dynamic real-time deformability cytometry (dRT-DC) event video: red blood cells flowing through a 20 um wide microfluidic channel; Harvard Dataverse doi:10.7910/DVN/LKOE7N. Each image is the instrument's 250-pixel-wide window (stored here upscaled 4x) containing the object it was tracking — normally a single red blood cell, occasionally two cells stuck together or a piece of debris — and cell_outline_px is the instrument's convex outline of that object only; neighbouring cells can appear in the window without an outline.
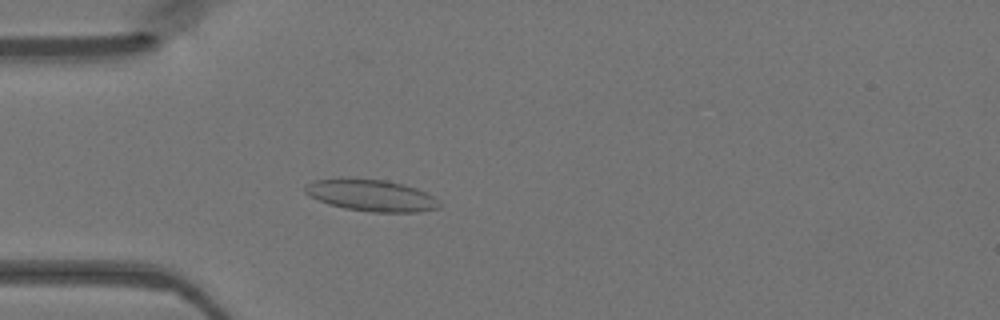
{"species": "Egyptian fruit bat (a non-hibernating species)", "species_latin": "Rousettus aegyptiacus", "temperature_condition": "warm", "stored_images_in_passage": 49, "camera_frame_rate_fps": 3000, "um_per_image_px": 0.085, "animal": {"sex": "female"}, "frame": {"image": 1, "passage_image": 14, "time_ms": 4.333, "image_size_px": [1000, 320], "cell_outline_px": [[440, 208], [420, 212], [372, 212], [344, 208], [328, 204], [304, 192], [304, 188], [312, 180], [384, 180], [404, 184], [416, 188], [440, 200]], "centroid_in_image_um": [31.63, 16.64], "position_along_channel_um": 53.4, "area_um2": 24.16}}
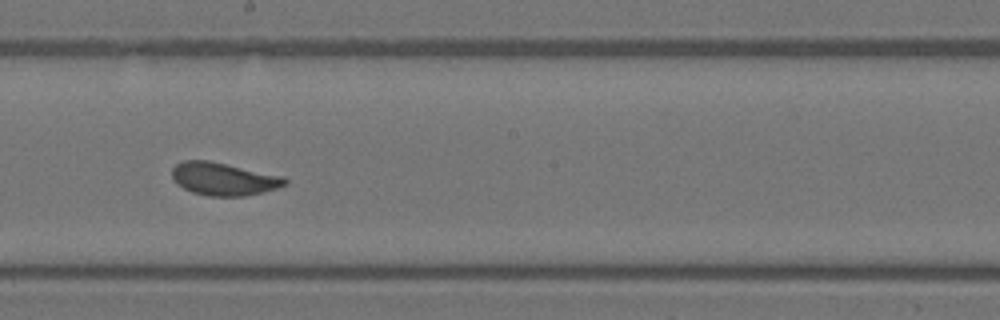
{"frame": {"image": 2, "passage_image": 27, "time_ms": 8.667, "image_size_px": [1000, 320], "cell_outline_px": [[288, 184], [276, 188], [244, 196], [208, 196], [192, 192], [176, 184], [172, 176], [172, 168], [176, 164], [184, 160], [208, 160], [284, 176], [288, 180]], "centroid_in_image_um": [19.0, 15.2], "position_along_channel_um": 229.2, "area_um2": 21.56}}
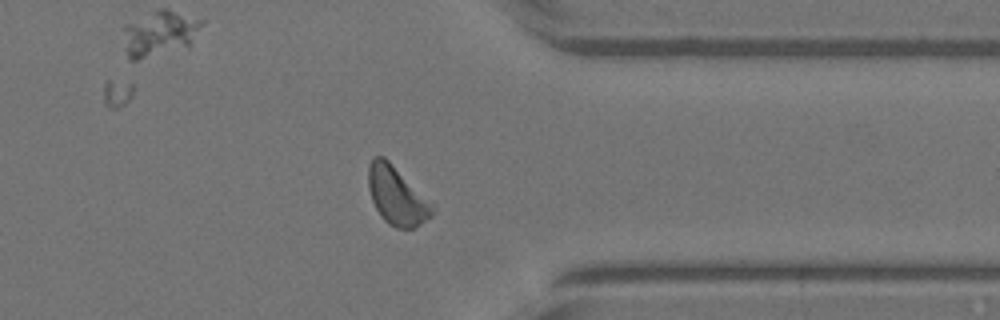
{"frame": {"image": 3, "passage_image": 38, "time_ms": 12.333, "image_size_px": [1000, 320], "cell_outline_px": [[432, 216], [416, 228], [396, 228], [388, 224], [380, 216], [372, 200], [368, 188], [368, 168], [372, 156], [384, 156], [388, 160], [432, 212]], "centroid_in_image_um": [33.57, 16.67], "position_along_channel_um": 377.8, "area_um2": 20.11}}